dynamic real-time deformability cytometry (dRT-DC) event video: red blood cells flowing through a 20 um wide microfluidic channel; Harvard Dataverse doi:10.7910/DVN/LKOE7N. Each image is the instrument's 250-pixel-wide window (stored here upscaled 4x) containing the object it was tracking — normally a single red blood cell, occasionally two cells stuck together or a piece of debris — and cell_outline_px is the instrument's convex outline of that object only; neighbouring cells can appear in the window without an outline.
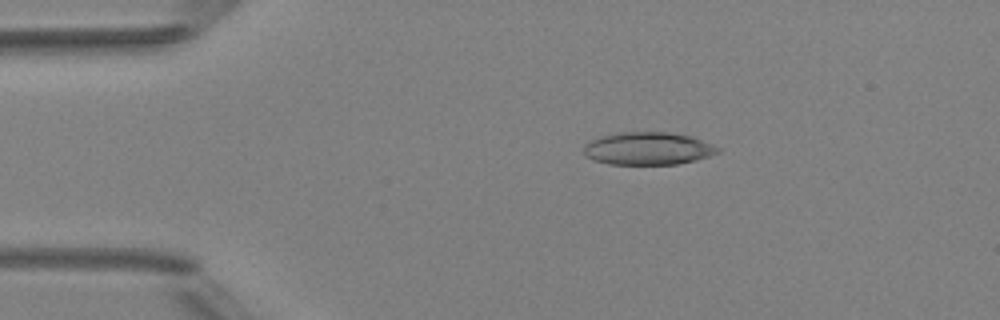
{"species": "Egyptian fruit bat (a non-hibernating species)", "species_latin": "Rousettus aegyptiacus", "temperature_condition": "room temperature", "stored_images_in_passage": 2, "camera_frame_rate_fps": 3000, "um_per_image_px": 0.085, "animal": {"sex": "female"}, "frame": {"image": 1, "passage_image": 1, "time_ms": 0.0, "image_size_px": [1000, 320], "cell_outline_px": [[720, 152], [696, 160], [676, 164], [608, 164], [592, 160], [584, 156], [584, 144], [600, 136], [620, 132], [668, 132], [692, 136], [712, 144], [720, 148]], "centroid_in_image_um": [55.06, 12.62], "position_along_channel_um": 29.9, "area_um2": 25.66}}